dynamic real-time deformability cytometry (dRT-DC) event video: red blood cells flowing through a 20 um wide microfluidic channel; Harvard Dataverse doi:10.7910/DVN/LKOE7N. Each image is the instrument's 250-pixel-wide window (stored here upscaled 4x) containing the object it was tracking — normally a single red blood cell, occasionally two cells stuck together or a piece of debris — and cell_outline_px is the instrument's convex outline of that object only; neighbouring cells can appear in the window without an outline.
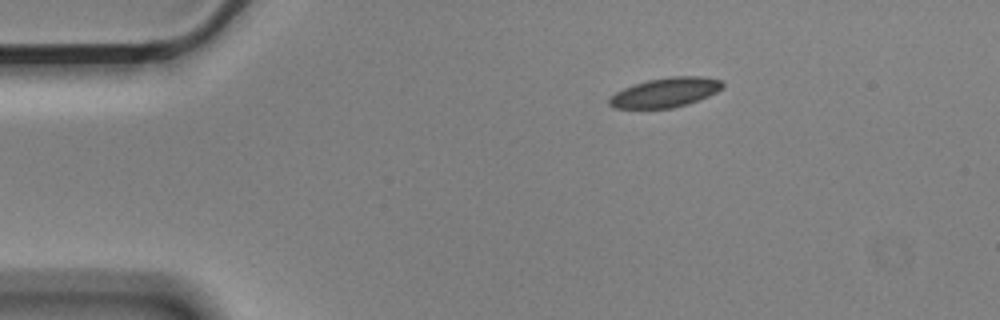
{"species": "Egyptian fruit bat (a non-hibernating species)", "species_latin": "Rousettus aegyptiacus", "temperature_condition": "cold", "stored_images_in_passage": 48, "camera_frame_rate_fps": 3000, "um_per_image_px": 0.085, "animal": {"sex": "male"}, "frame": {"image": 1, "passage_image": 1, "time_ms": 0.0, "image_size_px": [1000, 320], "cell_outline_px": [[724, 88], [708, 96], [688, 104], [672, 108], [616, 108], [608, 104], [608, 100], [616, 92], [624, 88], [648, 80], [668, 76], [700, 76], [720, 80], [724, 84]], "centroid_in_image_um": [56.58, 7.85], "position_along_channel_um": 28.4, "area_um2": 19.36}}
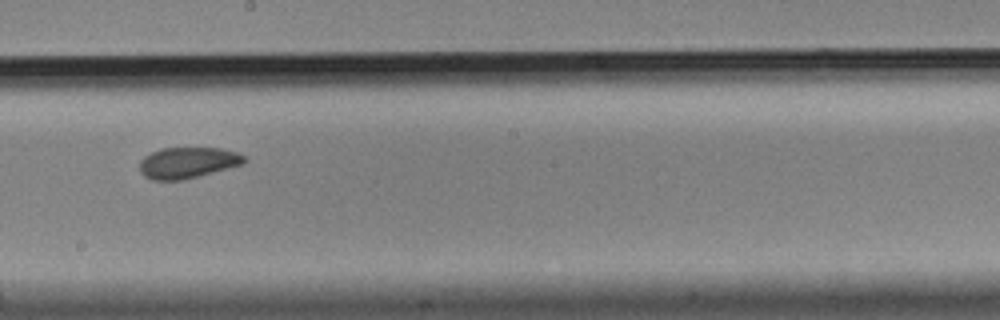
{"frame": {"image": 2, "passage_image": 23, "time_ms": 7.333, "image_size_px": [1000, 320], "cell_outline_px": [[248, 160], [244, 164], [184, 180], [152, 180], [144, 176], [140, 172], [140, 160], [144, 156], [160, 148], [220, 148], [236, 152], [244, 156]], "centroid_in_image_um": [15.95, 13.83], "position_along_channel_um": 232.2, "area_um2": 19.07}}
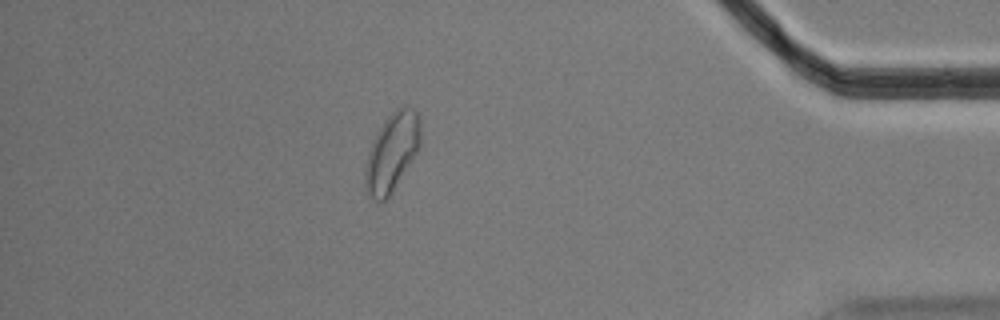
{"frame": {"image": 3, "passage_image": 41, "time_ms": 13.333, "image_size_px": [1000, 320], "cell_outline_px": [[420, 148], [388, 200], [372, 200], [368, 196], [364, 188], [364, 168], [368, 152], [372, 140], [384, 120], [400, 104], [408, 104], [416, 112], [420, 120]], "centroid_in_image_um": [33.3, 12.95], "position_along_channel_um": 401.9, "area_um2": 25.95}, "authors_computed_cell_mechanics": {"area_um2": 19.8832, "velocity_mm_per_s": 3.5159, "shape_relaxation_time_tau1_ms": 5.9743, "shape_relaxation_time_tau2_ms": 2.8511, "deformation_change_tau1": 0.0954, "deformation_change_tau2": 0.0649}}